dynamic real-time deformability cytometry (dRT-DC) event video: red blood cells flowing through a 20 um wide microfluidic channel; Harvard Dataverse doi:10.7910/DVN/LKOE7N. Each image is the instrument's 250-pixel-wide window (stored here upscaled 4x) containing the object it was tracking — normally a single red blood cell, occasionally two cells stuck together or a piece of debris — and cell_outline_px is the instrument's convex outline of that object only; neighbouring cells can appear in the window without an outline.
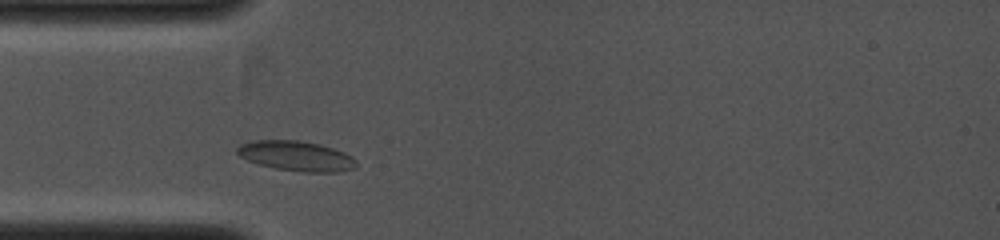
{"species": "common noctule bat (a hibernating species)", "species_latin": "Nyctalus noctula", "temperature_condition": "cold", "stored_images_in_passage": 12, "camera_frame_rate_fps": 4000, "um_per_image_px": 0.085, "animal": {"sex": "female", "body_mass_g": 19.0, "forearm_length_mm": 53.3}, "frame": {"image": 1, "passage_image": 1, "time_ms": 0.0, "image_size_px": [1000, 240], "cell_outline_px": [[356, 168], [336, 172], [300, 172], [276, 168], [260, 164], [248, 160], [240, 156], [236, 152], [236, 148], [240, 144], [256, 140], [300, 140], [320, 144], [344, 152], [352, 156], [356, 160]], "centroid_in_image_um": [25.2, 13.25], "position_along_channel_um": 59.8, "area_um2": 20.81}}
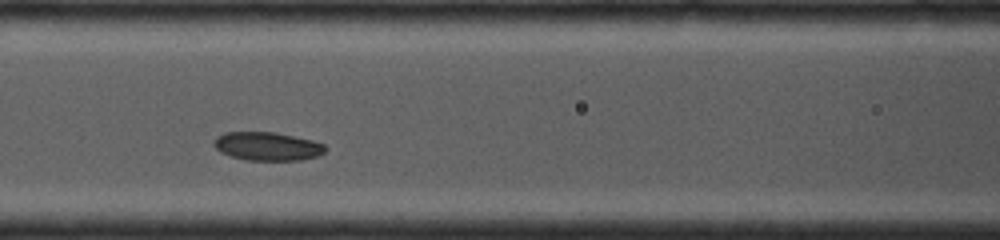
{"frame": {"image": 2, "passage_image": 7, "time_ms": 1.5, "image_size_px": [1000, 240], "cell_outline_px": [[328, 148], [324, 152], [316, 156], [300, 160], [248, 160], [232, 156], [220, 152], [212, 144], [212, 140], [216, 136], [224, 132], [276, 132], [312, 140], [324, 144]], "centroid_in_image_um": [22.7, 12.42], "position_along_channel_um": 143.9, "area_um2": 18.55}}
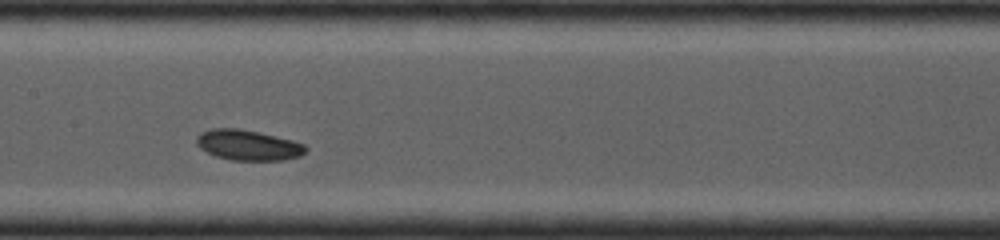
{"frame": {"image": 3, "passage_image": 10, "time_ms": 2.25, "image_size_px": [1000, 240], "cell_outline_px": [[308, 148], [300, 156], [284, 160], [232, 160], [216, 156], [200, 148], [196, 144], [196, 136], [200, 132], [212, 128], [240, 128], [292, 140], [304, 144]], "centroid_in_image_um": [21.06, 12.33], "position_along_channel_um": 186.3, "area_um2": 19.31}}